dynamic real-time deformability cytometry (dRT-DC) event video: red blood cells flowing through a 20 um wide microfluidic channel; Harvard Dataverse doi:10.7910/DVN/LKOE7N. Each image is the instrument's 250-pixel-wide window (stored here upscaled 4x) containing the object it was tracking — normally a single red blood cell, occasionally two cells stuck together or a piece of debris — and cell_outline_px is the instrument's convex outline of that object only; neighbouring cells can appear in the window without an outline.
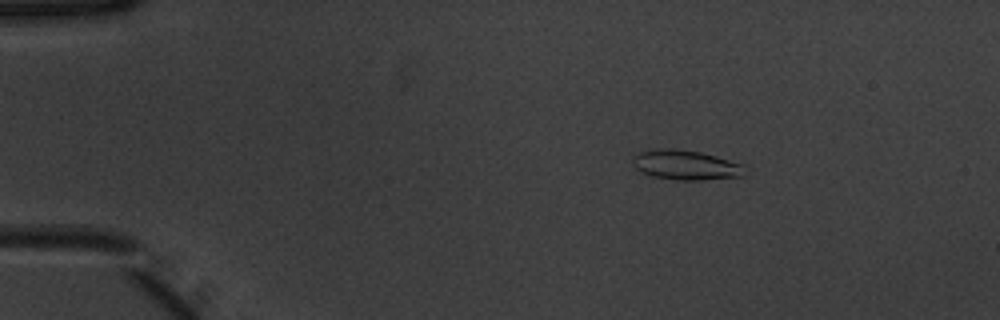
{"species": "common noctule bat (a hibernating species)", "species_latin": "Nyctalus noctula", "temperature_condition": "warm", "stored_images_in_passage": 51, "camera_frame_rate_fps": 3000, "um_per_image_px": 0.085, "animal": {"sex": "male", "body_mass_g": 20.1, "forearm_length_mm": 53.5}, "frame": {"image": 1, "passage_image": 8, "time_ms": 2.333, "image_size_px": [1000, 320], "cell_outline_px": [[744, 176], [704, 180], [676, 180], [652, 176], [636, 168], [632, 164], [632, 156], [640, 152], [656, 148], [672, 148], [700, 152], [716, 156], [744, 164]], "centroid_in_image_um": [58.29, 14.02], "position_along_channel_um": 26.7, "area_um2": 19.54}}
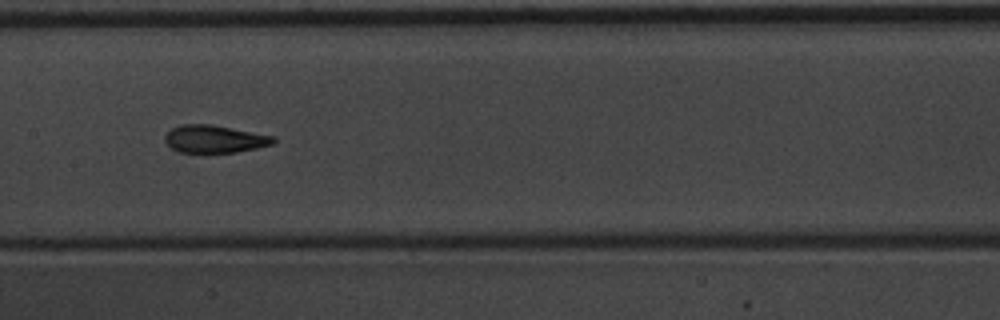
{"frame": {"image": 2, "passage_image": 26, "time_ms": 8.333, "image_size_px": [1000, 320], "cell_outline_px": [[276, 140], [272, 144], [256, 148], [236, 152], [180, 152], [172, 148], [164, 140], [164, 136], [172, 128], [180, 124], [212, 124], [276, 136]], "centroid_in_image_um": [18.25, 11.8], "position_along_channel_um": 189.1, "area_um2": 17.46}}
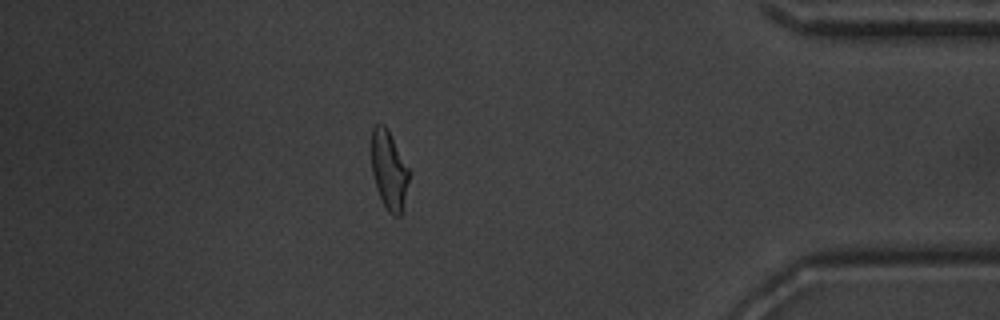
{"frame": {"image": 3, "passage_image": 45, "time_ms": 14.667, "image_size_px": [1000, 320], "cell_outline_px": [[412, 172], [400, 216], [396, 216], [388, 212], [376, 188], [372, 172], [372, 128], [376, 124], [384, 124], [388, 128]], "centroid_in_image_um": [33.1, 14.43], "position_along_channel_um": 402.1, "area_um2": 17.51}, "authors_computed_cell_mechanics": {"area_um2": 18.0914, "velocity_mm_per_s": 3.9267, "shape_relaxation_time_tau1_ms": 4.4642, "shape_relaxation_time_tau2_ms": 1.6666, "deformation_change_tau1": 0.1651, "deformation_change_tau2": 0.0898}}